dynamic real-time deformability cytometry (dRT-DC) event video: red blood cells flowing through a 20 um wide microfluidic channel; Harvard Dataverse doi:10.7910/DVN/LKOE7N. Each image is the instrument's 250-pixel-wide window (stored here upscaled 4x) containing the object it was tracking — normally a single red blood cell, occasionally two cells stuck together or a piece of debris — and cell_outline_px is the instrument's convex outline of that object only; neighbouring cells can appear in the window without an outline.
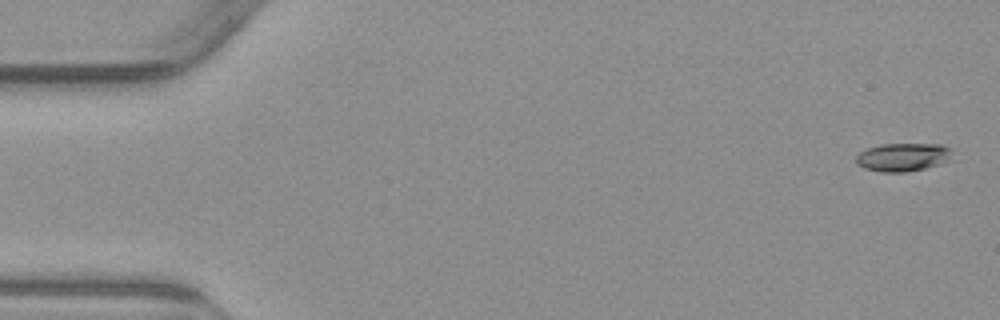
{"species": "common noctule bat (a hibernating species)", "species_latin": "Nyctalus noctula", "temperature_condition": "warm", "stored_images_in_passage": 4, "camera_frame_rate_fps": 3000, "um_per_image_px": 0.085, "animal": {"sex": "male", "body_mass_g": 23.1, "forearm_length_mm": 52.7}, "frame": {"image": 1, "passage_image": 1, "time_ms": 0.0, "image_size_px": [1000, 320], "cell_outline_px": [[952, 148], [936, 164], [924, 168], [904, 172], [880, 172], [864, 168], [856, 164], [856, 156], [860, 152], [868, 148], [880, 144], [940, 144]], "centroid_in_image_um": [76.59, 13.35], "position_along_channel_um": 8.4, "area_um2": 15.2}}